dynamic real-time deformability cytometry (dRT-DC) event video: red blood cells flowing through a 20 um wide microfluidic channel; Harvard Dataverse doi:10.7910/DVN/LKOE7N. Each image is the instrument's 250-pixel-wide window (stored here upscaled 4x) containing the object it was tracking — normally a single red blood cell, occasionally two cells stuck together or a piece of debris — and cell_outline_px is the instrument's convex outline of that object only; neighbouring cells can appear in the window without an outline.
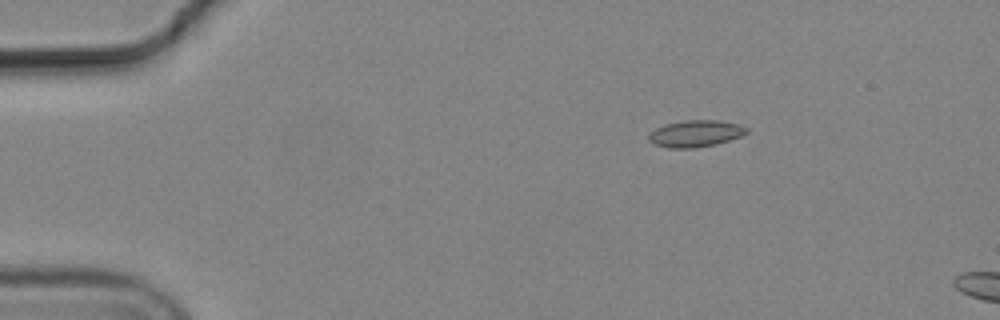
{"species": "common noctule bat (a hibernating species)", "species_latin": "Nyctalus noctula", "temperature_condition": "cold", "stored_images_in_passage": 3, "camera_frame_rate_fps": 3000, "um_per_image_px": 0.085, "animal": {"sex": "male", "body_mass_g": 19.2, "forearm_length_mm": 51.8}, "frame": {"image": 1, "passage_image": 2, "time_ms": 0.333, "image_size_px": [1000, 320], "cell_outline_px": [[748, 132], [740, 136], [716, 144], [692, 148], [668, 148], [652, 144], [648, 140], [648, 136], [656, 128], [664, 124], [684, 120], [716, 120], [736, 124], [748, 128]], "centroid_in_image_um": [59.07, 11.36], "position_along_channel_um": 25.9, "area_um2": 15.14}}